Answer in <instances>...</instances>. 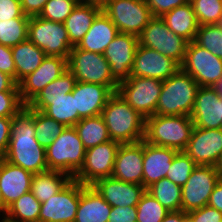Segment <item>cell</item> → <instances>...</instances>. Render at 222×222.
Returning a JSON list of instances; mask_svg holds the SVG:
<instances>
[{
	"mask_svg": "<svg viewBox=\"0 0 222 222\" xmlns=\"http://www.w3.org/2000/svg\"><path fill=\"white\" fill-rule=\"evenodd\" d=\"M118 33L119 30L117 27L110 18L101 11L77 47L93 53L103 54Z\"/></svg>",
	"mask_w": 222,
	"mask_h": 222,
	"instance_id": "d4e9b609",
	"label": "cell"
},
{
	"mask_svg": "<svg viewBox=\"0 0 222 222\" xmlns=\"http://www.w3.org/2000/svg\"><path fill=\"white\" fill-rule=\"evenodd\" d=\"M101 6L120 33L137 37L153 17L145 0H106Z\"/></svg>",
	"mask_w": 222,
	"mask_h": 222,
	"instance_id": "ba28073f",
	"label": "cell"
},
{
	"mask_svg": "<svg viewBox=\"0 0 222 222\" xmlns=\"http://www.w3.org/2000/svg\"><path fill=\"white\" fill-rule=\"evenodd\" d=\"M72 179L69 174L57 170L36 173L32 177L31 192L40 203H43L63 189Z\"/></svg>",
	"mask_w": 222,
	"mask_h": 222,
	"instance_id": "f546056e",
	"label": "cell"
},
{
	"mask_svg": "<svg viewBox=\"0 0 222 222\" xmlns=\"http://www.w3.org/2000/svg\"><path fill=\"white\" fill-rule=\"evenodd\" d=\"M30 18L22 10L20 0H0V19Z\"/></svg>",
	"mask_w": 222,
	"mask_h": 222,
	"instance_id": "bcb514c9",
	"label": "cell"
},
{
	"mask_svg": "<svg viewBox=\"0 0 222 222\" xmlns=\"http://www.w3.org/2000/svg\"><path fill=\"white\" fill-rule=\"evenodd\" d=\"M82 1L73 0H48L39 17L53 22H64L72 13L77 4Z\"/></svg>",
	"mask_w": 222,
	"mask_h": 222,
	"instance_id": "b9f144b4",
	"label": "cell"
},
{
	"mask_svg": "<svg viewBox=\"0 0 222 222\" xmlns=\"http://www.w3.org/2000/svg\"><path fill=\"white\" fill-rule=\"evenodd\" d=\"M139 45L158 51L180 65L184 61L188 41L170 30L163 19L153 16L138 36Z\"/></svg>",
	"mask_w": 222,
	"mask_h": 222,
	"instance_id": "30bf717a",
	"label": "cell"
},
{
	"mask_svg": "<svg viewBox=\"0 0 222 222\" xmlns=\"http://www.w3.org/2000/svg\"><path fill=\"white\" fill-rule=\"evenodd\" d=\"M2 213V216L5 215V203L1 194V190H0V214Z\"/></svg>",
	"mask_w": 222,
	"mask_h": 222,
	"instance_id": "6f0895ef",
	"label": "cell"
},
{
	"mask_svg": "<svg viewBox=\"0 0 222 222\" xmlns=\"http://www.w3.org/2000/svg\"><path fill=\"white\" fill-rule=\"evenodd\" d=\"M190 117L194 127L222 128V97L212 87L200 86Z\"/></svg>",
	"mask_w": 222,
	"mask_h": 222,
	"instance_id": "d6986e66",
	"label": "cell"
},
{
	"mask_svg": "<svg viewBox=\"0 0 222 222\" xmlns=\"http://www.w3.org/2000/svg\"><path fill=\"white\" fill-rule=\"evenodd\" d=\"M181 69L199 86L213 87L222 77V59L192 41L188 42Z\"/></svg>",
	"mask_w": 222,
	"mask_h": 222,
	"instance_id": "8fae6325",
	"label": "cell"
},
{
	"mask_svg": "<svg viewBox=\"0 0 222 222\" xmlns=\"http://www.w3.org/2000/svg\"><path fill=\"white\" fill-rule=\"evenodd\" d=\"M212 88L222 97V77Z\"/></svg>",
	"mask_w": 222,
	"mask_h": 222,
	"instance_id": "11a10c76",
	"label": "cell"
},
{
	"mask_svg": "<svg viewBox=\"0 0 222 222\" xmlns=\"http://www.w3.org/2000/svg\"><path fill=\"white\" fill-rule=\"evenodd\" d=\"M66 127H74L81 119L76 110L75 98L71 93L59 99H49V105L42 111Z\"/></svg>",
	"mask_w": 222,
	"mask_h": 222,
	"instance_id": "836d02e7",
	"label": "cell"
},
{
	"mask_svg": "<svg viewBox=\"0 0 222 222\" xmlns=\"http://www.w3.org/2000/svg\"><path fill=\"white\" fill-rule=\"evenodd\" d=\"M199 84L181 68L163 81L157 115H191Z\"/></svg>",
	"mask_w": 222,
	"mask_h": 222,
	"instance_id": "3957f363",
	"label": "cell"
},
{
	"mask_svg": "<svg viewBox=\"0 0 222 222\" xmlns=\"http://www.w3.org/2000/svg\"><path fill=\"white\" fill-rule=\"evenodd\" d=\"M1 215H2V214H0V217H1V218H0V222L3 220V216H1Z\"/></svg>",
	"mask_w": 222,
	"mask_h": 222,
	"instance_id": "91938a15",
	"label": "cell"
},
{
	"mask_svg": "<svg viewBox=\"0 0 222 222\" xmlns=\"http://www.w3.org/2000/svg\"><path fill=\"white\" fill-rule=\"evenodd\" d=\"M196 167L197 164L184 151H178L165 178L182 187Z\"/></svg>",
	"mask_w": 222,
	"mask_h": 222,
	"instance_id": "60d3db41",
	"label": "cell"
},
{
	"mask_svg": "<svg viewBox=\"0 0 222 222\" xmlns=\"http://www.w3.org/2000/svg\"><path fill=\"white\" fill-rule=\"evenodd\" d=\"M138 44L137 36L119 32L105 49L103 56L110 64L112 77L118 84L130 77Z\"/></svg>",
	"mask_w": 222,
	"mask_h": 222,
	"instance_id": "2e32d148",
	"label": "cell"
},
{
	"mask_svg": "<svg viewBox=\"0 0 222 222\" xmlns=\"http://www.w3.org/2000/svg\"><path fill=\"white\" fill-rule=\"evenodd\" d=\"M101 116L111 140L126 144L144 139L146 118L131 108L117 92L108 99Z\"/></svg>",
	"mask_w": 222,
	"mask_h": 222,
	"instance_id": "7a4b0ae2",
	"label": "cell"
},
{
	"mask_svg": "<svg viewBox=\"0 0 222 222\" xmlns=\"http://www.w3.org/2000/svg\"><path fill=\"white\" fill-rule=\"evenodd\" d=\"M194 128L189 115H152L146 118L144 140L156 146L183 151Z\"/></svg>",
	"mask_w": 222,
	"mask_h": 222,
	"instance_id": "277c9868",
	"label": "cell"
},
{
	"mask_svg": "<svg viewBox=\"0 0 222 222\" xmlns=\"http://www.w3.org/2000/svg\"><path fill=\"white\" fill-rule=\"evenodd\" d=\"M40 209L41 203L29 191L8 207L3 219L7 222H39Z\"/></svg>",
	"mask_w": 222,
	"mask_h": 222,
	"instance_id": "d6a6232c",
	"label": "cell"
},
{
	"mask_svg": "<svg viewBox=\"0 0 222 222\" xmlns=\"http://www.w3.org/2000/svg\"><path fill=\"white\" fill-rule=\"evenodd\" d=\"M152 16L161 17L164 13L186 4L187 0H145Z\"/></svg>",
	"mask_w": 222,
	"mask_h": 222,
	"instance_id": "f6af8a7d",
	"label": "cell"
},
{
	"mask_svg": "<svg viewBox=\"0 0 222 222\" xmlns=\"http://www.w3.org/2000/svg\"><path fill=\"white\" fill-rule=\"evenodd\" d=\"M15 62V82L18 84L33 73L46 57L45 52L28 39L11 47Z\"/></svg>",
	"mask_w": 222,
	"mask_h": 222,
	"instance_id": "f1b7e54d",
	"label": "cell"
},
{
	"mask_svg": "<svg viewBox=\"0 0 222 222\" xmlns=\"http://www.w3.org/2000/svg\"><path fill=\"white\" fill-rule=\"evenodd\" d=\"M25 104L20 98L19 91L0 92V116L12 118Z\"/></svg>",
	"mask_w": 222,
	"mask_h": 222,
	"instance_id": "7bdbcfd3",
	"label": "cell"
},
{
	"mask_svg": "<svg viewBox=\"0 0 222 222\" xmlns=\"http://www.w3.org/2000/svg\"><path fill=\"white\" fill-rule=\"evenodd\" d=\"M146 191L167 210H181V186L176 185L170 179L162 178L147 187Z\"/></svg>",
	"mask_w": 222,
	"mask_h": 222,
	"instance_id": "e575fe53",
	"label": "cell"
},
{
	"mask_svg": "<svg viewBox=\"0 0 222 222\" xmlns=\"http://www.w3.org/2000/svg\"><path fill=\"white\" fill-rule=\"evenodd\" d=\"M48 0H20L23 13L29 17L39 16Z\"/></svg>",
	"mask_w": 222,
	"mask_h": 222,
	"instance_id": "f907efd6",
	"label": "cell"
},
{
	"mask_svg": "<svg viewBox=\"0 0 222 222\" xmlns=\"http://www.w3.org/2000/svg\"><path fill=\"white\" fill-rule=\"evenodd\" d=\"M163 81L156 78L129 77L118 84L117 93L144 118L156 114Z\"/></svg>",
	"mask_w": 222,
	"mask_h": 222,
	"instance_id": "9c48e42d",
	"label": "cell"
},
{
	"mask_svg": "<svg viewBox=\"0 0 222 222\" xmlns=\"http://www.w3.org/2000/svg\"><path fill=\"white\" fill-rule=\"evenodd\" d=\"M161 18L176 35L183 37L188 42L194 41L199 25L192 3L187 2L182 6L176 7L164 13Z\"/></svg>",
	"mask_w": 222,
	"mask_h": 222,
	"instance_id": "83f0119b",
	"label": "cell"
},
{
	"mask_svg": "<svg viewBox=\"0 0 222 222\" xmlns=\"http://www.w3.org/2000/svg\"><path fill=\"white\" fill-rule=\"evenodd\" d=\"M219 180L215 166L197 165L181 187V210L187 213L206 206Z\"/></svg>",
	"mask_w": 222,
	"mask_h": 222,
	"instance_id": "4fadbf2b",
	"label": "cell"
},
{
	"mask_svg": "<svg viewBox=\"0 0 222 222\" xmlns=\"http://www.w3.org/2000/svg\"><path fill=\"white\" fill-rule=\"evenodd\" d=\"M102 11L101 4L94 2H81L77 4L72 13L63 22L70 43L77 46L89 31L92 22Z\"/></svg>",
	"mask_w": 222,
	"mask_h": 222,
	"instance_id": "4316f807",
	"label": "cell"
},
{
	"mask_svg": "<svg viewBox=\"0 0 222 222\" xmlns=\"http://www.w3.org/2000/svg\"><path fill=\"white\" fill-rule=\"evenodd\" d=\"M192 222H222V212L208 205L187 212Z\"/></svg>",
	"mask_w": 222,
	"mask_h": 222,
	"instance_id": "ee69618b",
	"label": "cell"
},
{
	"mask_svg": "<svg viewBox=\"0 0 222 222\" xmlns=\"http://www.w3.org/2000/svg\"><path fill=\"white\" fill-rule=\"evenodd\" d=\"M137 206H112L108 222H136Z\"/></svg>",
	"mask_w": 222,
	"mask_h": 222,
	"instance_id": "7dc6e473",
	"label": "cell"
},
{
	"mask_svg": "<svg viewBox=\"0 0 222 222\" xmlns=\"http://www.w3.org/2000/svg\"><path fill=\"white\" fill-rule=\"evenodd\" d=\"M106 0H82V2H94L98 4H103Z\"/></svg>",
	"mask_w": 222,
	"mask_h": 222,
	"instance_id": "680465c9",
	"label": "cell"
},
{
	"mask_svg": "<svg viewBox=\"0 0 222 222\" xmlns=\"http://www.w3.org/2000/svg\"><path fill=\"white\" fill-rule=\"evenodd\" d=\"M0 71L15 81V62L11 47L0 44Z\"/></svg>",
	"mask_w": 222,
	"mask_h": 222,
	"instance_id": "c3c4849f",
	"label": "cell"
},
{
	"mask_svg": "<svg viewBox=\"0 0 222 222\" xmlns=\"http://www.w3.org/2000/svg\"><path fill=\"white\" fill-rule=\"evenodd\" d=\"M177 152L178 150L176 149L156 146L143 139L142 185L145 188L166 177L167 171Z\"/></svg>",
	"mask_w": 222,
	"mask_h": 222,
	"instance_id": "cb8c5ba5",
	"label": "cell"
},
{
	"mask_svg": "<svg viewBox=\"0 0 222 222\" xmlns=\"http://www.w3.org/2000/svg\"><path fill=\"white\" fill-rule=\"evenodd\" d=\"M1 91H19V87L9 75L0 71V92Z\"/></svg>",
	"mask_w": 222,
	"mask_h": 222,
	"instance_id": "f5cc1de1",
	"label": "cell"
},
{
	"mask_svg": "<svg viewBox=\"0 0 222 222\" xmlns=\"http://www.w3.org/2000/svg\"><path fill=\"white\" fill-rule=\"evenodd\" d=\"M83 184L72 179L63 189L41 203L39 222H74Z\"/></svg>",
	"mask_w": 222,
	"mask_h": 222,
	"instance_id": "5bb4252c",
	"label": "cell"
},
{
	"mask_svg": "<svg viewBox=\"0 0 222 222\" xmlns=\"http://www.w3.org/2000/svg\"><path fill=\"white\" fill-rule=\"evenodd\" d=\"M113 94L107 86L78 81L72 91L81 118L100 115Z\"/></svg>",
	"mask_w": 222,
	"mask_h": 222,
	"instance_id": "603a6c76",
	"label": "cell"
},
{
	"mask_svg": "<svg viewBox=\"0 0 222 222\" xmlns=\"http://www.w3.org/2000/svg\"><path fill=\"white\" fill-rule=\"evenodd\" d=\"M111 206H137L146 191L143 185L124 182L113 177L97 180L92 185Z\"/></svg>",
	"mask_w": 222,
	"mask_h": 222,
	"instance_id": "7402d4cb",
	"label": "cell"
},
{
	"mask_svg": "<svg viewBox=\"0 0 222 222\" xmlns=\"http://www.w3.org/2000/svg\"><path fill=\"white\" fill-rule=\"evenodd\" d=\"M119 146V142L109 140L87 149L83 165L73 179L93 185L99 179L111 177Z\"/></svg>",
	"mask_w": 222,
	"mask_h": 222,
	"instance_id": "7c38bea8",
	"label": "cell"
},
{
	"mask_svg": "<svg viewBox=\"0 0 222 222\" xmlns=\"http://www.w3.org/2000/svg\"><path fill=\"white\" fill-rule=\"evenodd\" d=\"M67 66L78 82L104 85L113 93L117 92L118 83L113 79L110 64L103 54L74 46L69 53Z\"/></svg>",
	"mask_w": 222,
	"mask_h": 222,
	"instance_id": "8992f818",
	"label": "cell"
},
{
	"mask_svg": "<svg viewBox=\"0 0 222 222\" xmlns=\"http://www.w3.org/2000/svg\"><path fill=\"white\" fill-rule=\"evenodd\" d=\"M35 137L38 143L47 148L66 128L60 122L47 116L42 111L33 109Z\"/></svg>",
	"mask_w": 222,
	"mask_h": 222,
	"instance_id": "d590c367",
	"label": "cell"
},
{
	"mask_svg": "<svg viewBox=\"0 0 222 222\" xmlns=\"http://www.w3.org/2000/svg\"><path fill=\"white\" fill-rule=\"evenodd\" d=\"M170 211L145 191L137 204L136 222H161Z\"/></svg>",
	"mask_w": 222,
	"mask_h": 222,
	"instance_id": "ab89813d",
	"label": "cell"
},
{
	"mask_svg": "<svg viewBox=\"0 0 222 222\" xmlns=\"http://www.w3.org/2000/svg\"><path fill=\"white\" fill-rule=\"evenodd\" d=\"M194 42L222 59V24L199 26Z\"/></svg>",
	"mask_w": 222,
	"mask_h": 222,
	"instance_id": "74e56055",
	"label": "cell"
},
{
	"mask_svg": "<svg viewBox=\"0 0 222 222\" xmlns=\"http://www.w3.org/2000/svg\"><path fill=\"white\" fill-rule=\"evenodd\" d=\"M180 68L181 65L177 61L138 44L130 77L156 78L164 81Z\"/></svg>",
	"mask_w": 222,
	"mask_h": 222,
	"instance_id": "ac0fdd59",
	"label": "cell"
},
{
	"mask_svg": "<svg viewBox=\"0 0 222 222\" xmlns=\"http://www.w3.org/2000/svg\"><path fill=\"white\" fill-rule=\"evenodd\" d=\"M86 149L74 127H66L46 148L48 170L69 174L72 178L81 169Z\"/></svg>",
	"mask_w": 222,
	"mask_h": 222,
	"instance_id": "5b68a950",
	"label": "cell"
},
{
	"mask_svg": "<svg viewBox=\"0 0 222 222\" xmlns=\"http://www.w3.org/2000/svg\"><path fill=\"white\" fill-rule=\"evenodd\" d=\"M12 118L0 116V158H3L8 150L11 136Z\"/></svg>",
	"mask_w": 222,
	"mask_h": 222,
	"instance_id": "681fc988",
	"label": "cell"
},
{
	"mask_svg": "<svg viewBox=\"0 0 222 222\" xmlns=\"http://www.w3.org/2000/svg\"><path fill=\"white\" fill-rule=\"evenodd\" d=\"M27 39L43 50L46 56L68 59L74 47L62 22H53L39 16L30 17Z\"/></svg>",
	"mask_w": 222,
	"mask_h": 222,
	"instance_id": "52a82bcc",
	"label": "cell"
},
{
	"mask_svg": "<svg viewBox=\"0 0 222 222\" xmlns=\"http://www.w3.org/2000/svg\"><path fill=\"white\" fill-rule=\"evenodd\" d=\"M79 138L83 142L84 148L95 147L111 140L108 128L103 117L100 115L81 118L75 125Z\"/></svg>",
	"mask_w": 222,
	"mask_h": 222,
	"instance_id": "1f68e13d",
	"label": "cell"
},
{
	"mask_svg": "<svg viewBox=\"0 0 222 222\" xmlns=\"http://www.w3.org/2000/svg\"><path fill=\"white\" fill-rule=\"evenodd\" d=\"M215 167L219 174V178L222 180V153Z\"/></svg>",
	"mask_w": 222,
	"mask_h": 222,
	"instance_id": "9f6ffc18",
	"label": "cell"
},
{
	"mask_svg": "<svg viewBox=\"0 0 222 222\" xmlns=\"http://www.w3.org/2000/svg\"><path fill=\"white\" fill-rule=\"evenodd\" d=\"M191 3L199 26L222 24V0H193Z\"/></svg>",
	"mask_w": 222,
	"mask_h": 222,
	"instance_id": "f35d334b",
	"label": "cell"
},
{
	"mask_svg": "<svg viewBox=\"0 0 222 222\" xmlns=\"http://www.w3.org/2000/svg\"><path fill=\"white\" fill-rule=\"evenodd\" d=\"M77 83L75 76L67 70L50 82L27 106L43 111L49 105V99H59L71 93Z\"/></svg>",
	"mask_w": 222,
	"mask_h": 222,
	"instance_id": "4dcf8cb0",
	"label": "cell"
},
{
	"mask_svg": "<svg viewBox=\"0 0 222 222\" xmlns=\"http://www.w3.org/2000/svg\"><path fill=\"white\" fill-rule=\"evenodd\" d=\"M3 158L33 174L48 170L46 148L36 140L33 109L27 105L12 117L10 142Z\"/></svg>",
	"mask_w": 222,
	"mask_h": 222,
	"instance_id": "6da1fadb",
	"label": "cell"
},
{
	"mask_svg": "<svg viewBox=\"0 0 222 222\" xmlns=\"http://www.w3.org/2000/svg\"><path fill=\"white\" fill-rule=\"evenodd\" d=\"M29 20L30 18L0 19V44L13 47L26 41Z\"/></svg>",
	"mask_w": 222,
	"mask_h": 222,
	"instance_id": "8d00e7d4",
	"label": "cell"
},
{
	"mask_svg": "<svg viewBox=\"0 0 222 222\" xmlns=\"http://www.w3.org/2000/svg\"><path fill=\"white\" fill-rule=\"evenodd\" d=\"M111 177L138 185L143 180V140L120 144Z\"/></svg>",
	"mask_w": 222,
	"mask_h": 222,
	"instance_id": "ffe728a7",
	"label": "cell"
},
{
	"mask_svg": "<svg viewBox=\"0 0 222 222\" xmlns=\"http://www.w3.org/2000/svg\"><path fill=\"white\" fill-rule=\"evenodd\" d=\"M33 173L0 158V190L8 207L21 195L31 191Z\"/></svg>",
	"mask_w": 222,
	"mask_h": 222,
	"instance_id": "44dd1931",
	"label": "cell"
},
{
	"mask_svg": "<svg viewBox=\"0 0 222 222\" xmlns=\"http://www.w3.org/2000/svg\"><path fill=\"white\" fill-rule=\"evenodd\" d=\"M161 222H192L187 213L180 211H170Z\"/></svg>",
	"mask_w": 222,
	"mask_h": 222,
	"instance_id": "db71d44e",
	"label": "cell"
},
{
	"mask_svg": "<svg viewBox=\"0 0 222 222\" xmlns=\"http://www.w3.org/2000/svg\"><path fill=\"white\" fill-rule=\"evenodd\" d=\"M68 70L67 58L46 56L40 66L19 83L22 102L28 105L50 82Z\"/></svg>",
	"mask_w": 222,
	"mask_h": 222,
	"instance_id": "9a60e30c",
	"label": "cell"
},
{
	"mask_svg": "<svg viewBox=\"0 0 222 222\" xmlns=\"http://www.w3.org/2000/svg\"><path fill=\"white\" fill-rule=\"evenodd\" d=\"M111 209L92 185H83L74 222H108Z\"/></svg>",
	"mask_w": 222,
	"mask_h": 222,
	"instance_id": "484cf974",
	"label": "cell"
},
{
	"mask_svg": "<svg viewBox=\"0 0 222 222\" xmlns=\"http://www.w3.org/2000/svg\"><path fill=\"white\" fill-rule=\"evenodd\" d=\"M197 165L215 166L222 153V128L194 127L183 150Z\"/></svg>",
	"mask_w": 222,
	"mask_h": 222,
	"instance_id": "e0dca14e",
	"label": "cell"
},
{
	"mask_svg": "<svg viewBox=\"0 0 222 222\" xmlns=\"http://www.w3.org/2000/svg\"><path fill=\"white\" fill-rule=\"evenodd\" d=\"M207 205L210 207L216 208L217 210L222 212V180L221 179L216 183L210 195Z\"/></svg>",
	"mask_w": 222,
	"mask_h": 222,
	"instance_id": "816d5d0a",
	"label": "cell"
}]
</instances>
